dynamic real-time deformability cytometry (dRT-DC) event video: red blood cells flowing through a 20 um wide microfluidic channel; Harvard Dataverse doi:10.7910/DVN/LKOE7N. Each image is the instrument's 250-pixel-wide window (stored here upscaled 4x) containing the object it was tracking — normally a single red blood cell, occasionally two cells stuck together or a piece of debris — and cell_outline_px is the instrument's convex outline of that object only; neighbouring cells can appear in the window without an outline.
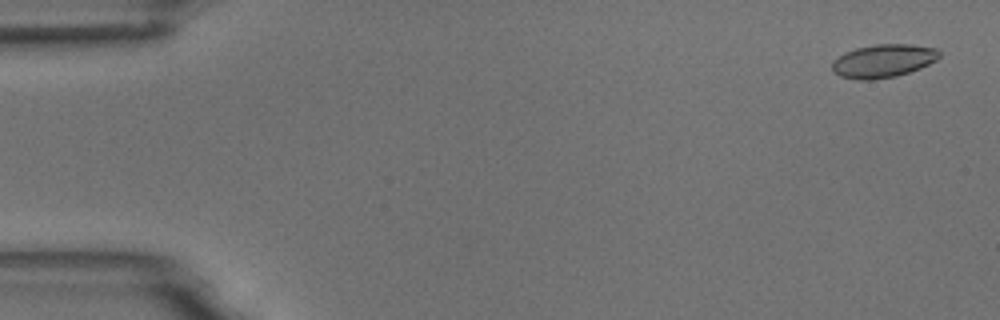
{"species": "common noctule bat (a hibernating species)", "species_latin": "Nyctalus noctula", "temperature_condition": "room temperature", "stored_images_in_passage": 5, "camera_frame_rate_fps": 3000, "um_per_image_px": 0.085, "animal": {"sex": "male", "body_mass_g": 18.8}, "frame": {"image": 1, "passage_image": 1, "time_ms": 0.0, "image_size_px": [1000, 320], "cell_outline_px": [[940, 56], [936, 60], [920, 68], [896, 76], [872, 80], [856, 80], [840, 76], [832, 72], [832, 60], [844, 52], [856, 48], [876, 44], [908, 44], [936, 48], [940, 52]], "centroid_in_image_um": [75.03, 5.18], "position_along_channel_um": 10.0, "area_um2": 20.87}}
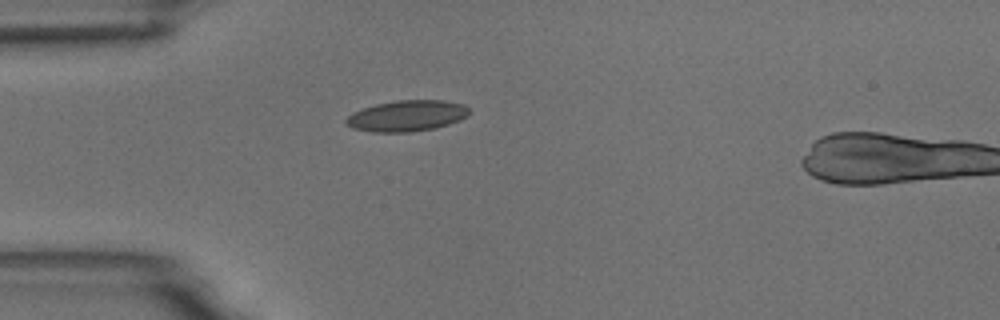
{"frame": {"image": 2, "passage_image": 4, "time_ms": 4.333, "image_size_px": [1000, 320], "cell_outline_px": [[468, 116], [460, 120], [436, 128], [412, 132], [372, 132], [352, 128], [344, 124], [344, 120], [352, 112], [376, 104], [396, 100], [444, 100], [464, 104], [468, 108]], "centroid_in_image_um": [34.57, 9.85], "position_along_channel_um": 50.4, "area_um2": 22.43}}